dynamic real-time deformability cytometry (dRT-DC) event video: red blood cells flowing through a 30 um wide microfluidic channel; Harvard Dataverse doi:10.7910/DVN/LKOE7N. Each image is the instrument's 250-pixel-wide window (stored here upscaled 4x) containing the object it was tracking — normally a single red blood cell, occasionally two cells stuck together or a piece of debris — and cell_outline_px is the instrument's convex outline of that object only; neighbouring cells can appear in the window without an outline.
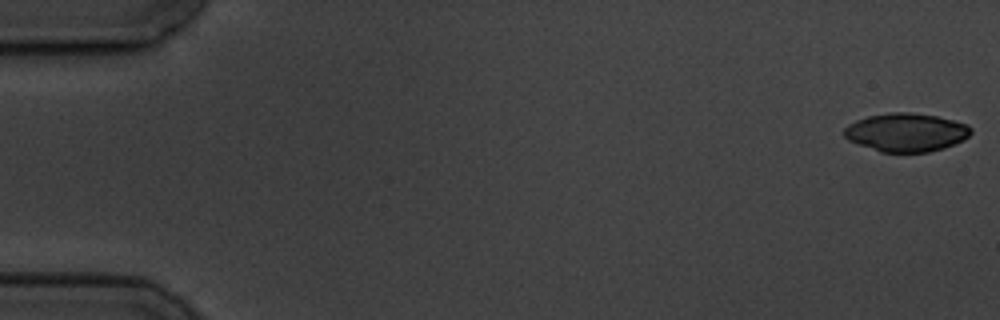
{"species": "common noctule bat (a hibernating species)", "species_latin": "Nyctalus noctula", "temperature_condition": "cold", "stored_images_in_passage": 5, "camera_frame_rate_fps": 3000, "um_per_image_px": 0.085, "animal": {"sex": "male", "body_mass_g": 19.5, "forearm_length_mm": 54.6}, "frame": {"image": 1, "passage_image": 1, "time_ms": 0.0, "image_size_px": [1000, 320], "cell_outline_px": [[972, 132], [964, 140], [944, 148], [928, 152], [880, 152], [848, 140], [844, 136], [844, 128], [848, 124], [856, 120], [868, 116], [888, 112], [912, 112], [936, 116], [968, 124], [972, 128]], "centroid_in_image_um": [77.03, 11.24], "position_along_channel_um": 8.0, "area_um2": 28.5}}
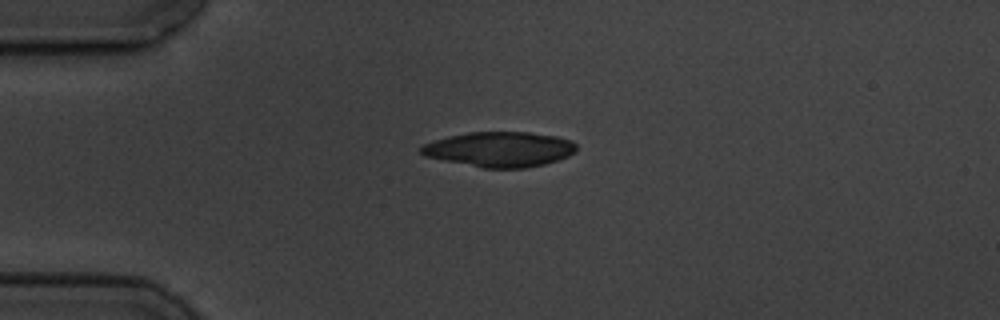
{"frame": {"image": 2, "passage_image": 4, "time_ms": 4.333, "image_size_px": [1000, 320], "cell_outline_px": [[576, 152], [568, 156], [544, 164], [524, 168], [484, 168], [424, 156], [420, 152], [420, 148], [424, 144], [448, 136], [468, 132], [528, 132], [556, 136], [572, 140], [576, 144]], "centroid_in_image_um": [42.49, 12.68], "position_along_channel_um": 42.5, "area_um2": 31.62}}